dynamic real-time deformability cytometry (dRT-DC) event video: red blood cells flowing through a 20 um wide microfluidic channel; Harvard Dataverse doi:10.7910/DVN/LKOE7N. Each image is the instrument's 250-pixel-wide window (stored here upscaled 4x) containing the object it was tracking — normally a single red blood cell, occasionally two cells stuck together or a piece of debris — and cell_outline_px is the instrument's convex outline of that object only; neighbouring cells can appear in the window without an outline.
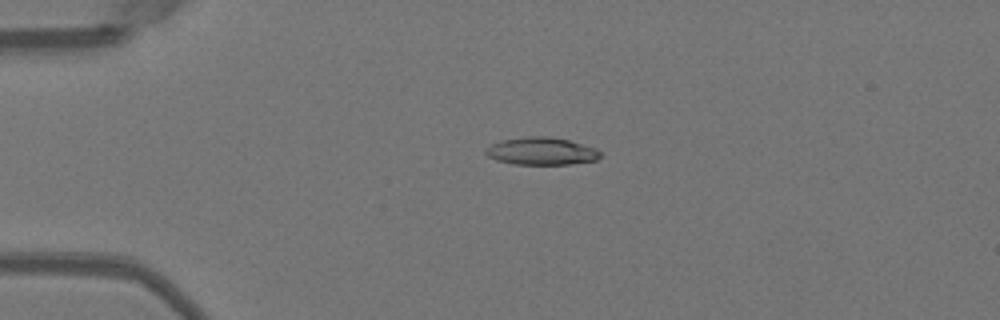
{"species": "Egyptian fruit bat (a non-hibernating species)", "species_latin": "Rousettus aegyptiacus", "temperature_condition": "warm", "stored_images_in_passage": 52, "camera_frame_rate_fps": 3000, "um_per_image_px": 0.085, "animal": {"sex": "female"}, "frame": {"image": 1, "passage_image": 13, "time_ms": 4.0, "image_size_px": [1000, 320], "cell_outline_px": [[600, 156], [596, 160], [568, 164], [512, 164], [496, 160], [488, 156], [484, 152], [484, 148], [500, 140], [528, 136], [548, 136], [568, 140], [596, 148], [600, 152]], "centroid_in_image_um": [45.97, 12.84], "position_along_channel_um": 39.0, "area_um2": 18.38}}
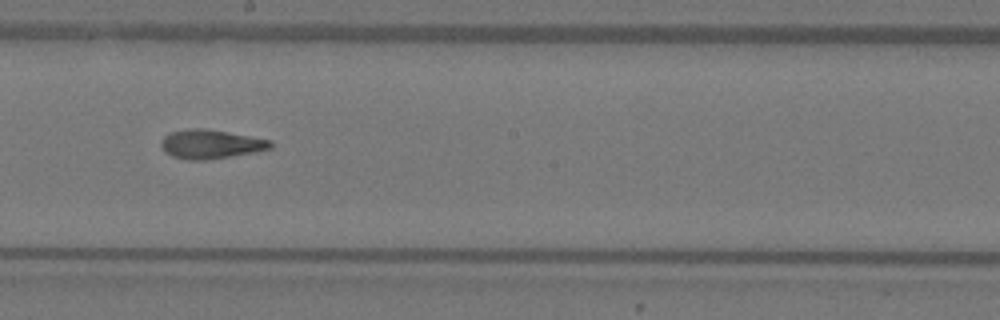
{"frame": {"image": 2, "passage_image": 30, "time_ms": 9.667, "image_size_px": [1000, 320], "cell_outline_px": [[272, 148], [256, 152], [204, 160], [188, 160], [172, 156], [164, 152], [160, 144], [160, 140], [168, 132], [188, 128], [204, 128], [228, 132], [272, 140]], "centroid_in_image_um": [17.88, 12.24], "position_along_channel_um": 230.3, "area_um2": 18.67}}
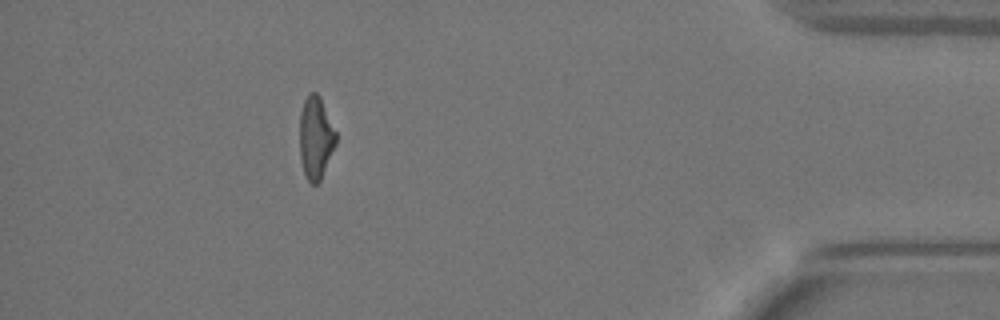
{"frame": {"image": 3, "passage_image": 47, "time_ms": 15.333, "image_size_px": [1000, 320], "cell_outline_px": [[336, 144], [320, 180], [316, 184], [312, 184], [308, 180], [304, 172], [300, 156], [300, 112], [304, 100], [308, 92], [316, 92], [320, 96], [336, 132]], "centroid_in_image_um": [26.83, 11.67], "position_along_channel_um": 408.4, "area_um2": 17.34}, "authors_computed_cell_mechanics": {"area_um2": 18.2359, "velocity_mm_per_s": 4.0105, "shape_relaxation_time_tau1_ms": 10.3636, "shape_relaxation_time_tau2_ms": 2.8116, "deformation_change_tau1": 0.313, "deformation_change_tau2": 0.1219}}